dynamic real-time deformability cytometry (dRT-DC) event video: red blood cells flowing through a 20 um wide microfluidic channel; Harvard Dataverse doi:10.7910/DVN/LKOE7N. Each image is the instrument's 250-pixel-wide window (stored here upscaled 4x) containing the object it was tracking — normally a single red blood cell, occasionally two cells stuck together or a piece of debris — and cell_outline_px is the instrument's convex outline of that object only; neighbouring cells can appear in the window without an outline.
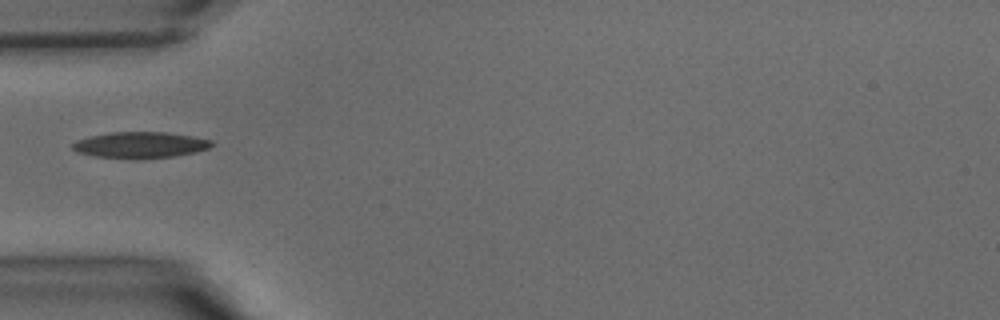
{"species": "common noctule bat (a hibernating species)", "species_latin": "Nyctalus noctula", "temperature_condition": "warm", "stored_images_in_passage": 25, "camera_frame_rate_fps": 3000, "um_per_image_px": 0.085, "animal": {"sex": "male", "body_mass_g": 15.6}, "frame": {"image": 1, "passage_image": 1, "time_ms": 0.0, "image_size_px": [1000, 320], "cell_outline_px": [[212, 144], [208, 148], [196, 152], [172, 156], [136, 160], [96, 156], [76, 152], [72, 148], [72, 144], [76, 140], [88, 136], [108, 132], [168, 132], [192, 136], [212, 140]], "centroid_in_image_um": [11.88, 12.32], "position_along_channel_um": 73.1, "area_um2": 21.44}}
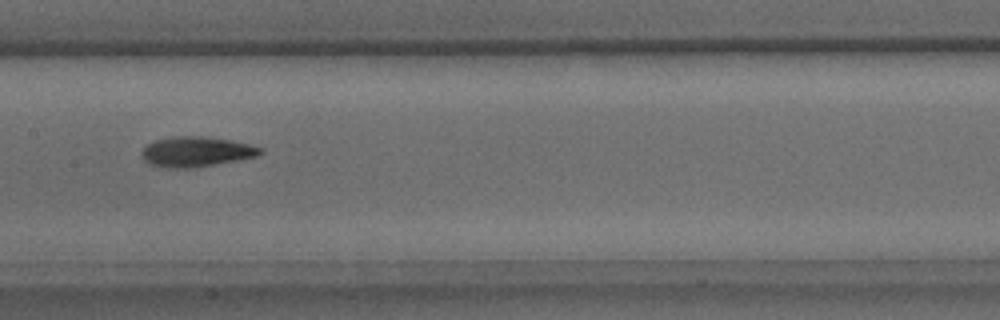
{"frame": {"image": 2, "passage_image": 8, "time_ms": 2.333, "image_size_px": [1000, 320], "cell_outline_px": [[264, 152], [256, 156], [236, 160], [188, 168], [168, 168], [152, 164], [144, 160], [140, 152], [148, 144], [156, 140], [172, 136], [200, 136], [228, 140], [248, 144], [260, 148]], "centroid_in_image_um": [16.63, 12.89], "position_along_channel_um": 190.8, "area_um2": 20.29}}